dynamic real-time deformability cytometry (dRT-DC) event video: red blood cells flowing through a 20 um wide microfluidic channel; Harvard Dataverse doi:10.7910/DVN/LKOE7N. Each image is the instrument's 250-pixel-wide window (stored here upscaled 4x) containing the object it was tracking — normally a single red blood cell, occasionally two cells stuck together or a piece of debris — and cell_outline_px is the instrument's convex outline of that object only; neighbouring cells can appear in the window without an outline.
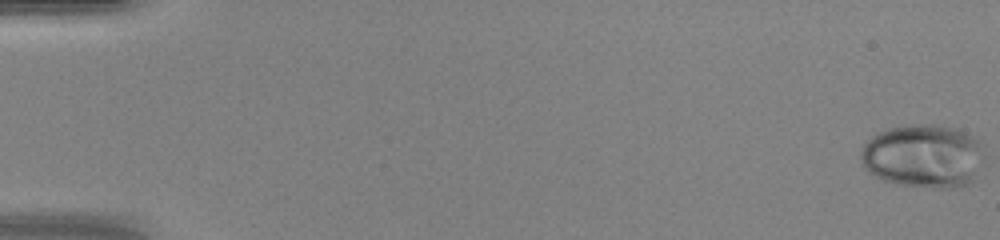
{"species": "human", "species_latin": "Homo sapiens", "temperature_condition": "warm", "stored_images_in_passage": 49, "camera_frame_rate_fps": 3000, "um_per_image_px": 0.085, "donor": {"sex": "female"}, "frame": {"image": 1, "passage_image": 1, "time_ms": 0.0, "image_size_px": [1000, 240], "cell_outline_px": [[984, 164], [972, 180], [964, 184], [952, 188], [940, 188], [904, 184], [884, 180], [868, 172], [864, 168], [860, 160], [860, 152], [864, 144], [876, 132], [904, 124], [936, 124], [956, 128], [968, 132], [980, 140], [984, 144]], "centroid_in_image_um": [78.52, 13.22], "position_along_channel_um": 6.5, "area_um2": 46.36}}
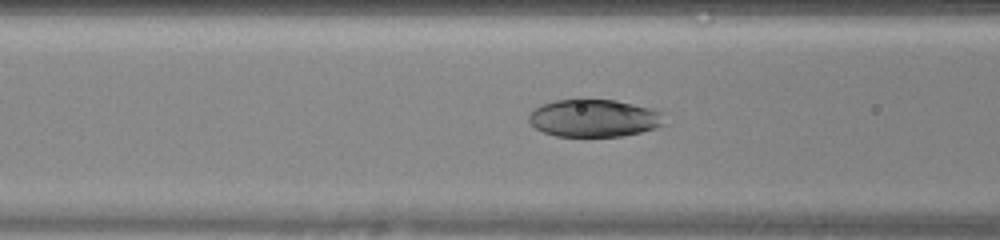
{"frame": {"image": 2, "passage_image": 21, "time_ms": 6.667, "image_size_px": [1000, 240], "cell_outline_px": [[664, 124], [656, 128], [640, 132], [620, 136], [556, 136], [544, 132], [536, 128], [528, 120], [528, 116], [540, 104], [556, 100], [576, 96], [584, 96], [616, 100], [664, 112]], "centroid_in_image_um": [50.48, 9.99], "position_along_channel_um": 116.1, "area_um2": 30.4}}
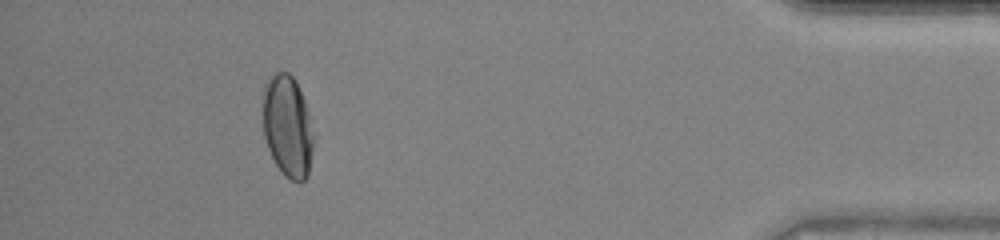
{"frame": {"image": 3, "passage_image": 45, "time_ms": 14.667, "image_size_px": [1000, 240], "cell_outline_px": [[316, 132], [308, 176], [300, 184], [284, 176], [276, 164], [268, 148], [264, 136], [264, 84], [276, 72], [288, 72], [292, 76], [304, 100]], "centroid_in_image_um": [24.49, 10.79], "position_along_channel_um": 410.7, "area_um2": 30.23}, "authors_computed_cell_mechanics": {"area_um2": 32.2524, "velocity_mm_per_s": 4.3205, "shape_relaxation_time_tau1_ms": 3.4481, "shape_relaxation_time_tau2_ms": null, "deformation_change_tau1": 0.1971, "deformation_change_tau2": null}}